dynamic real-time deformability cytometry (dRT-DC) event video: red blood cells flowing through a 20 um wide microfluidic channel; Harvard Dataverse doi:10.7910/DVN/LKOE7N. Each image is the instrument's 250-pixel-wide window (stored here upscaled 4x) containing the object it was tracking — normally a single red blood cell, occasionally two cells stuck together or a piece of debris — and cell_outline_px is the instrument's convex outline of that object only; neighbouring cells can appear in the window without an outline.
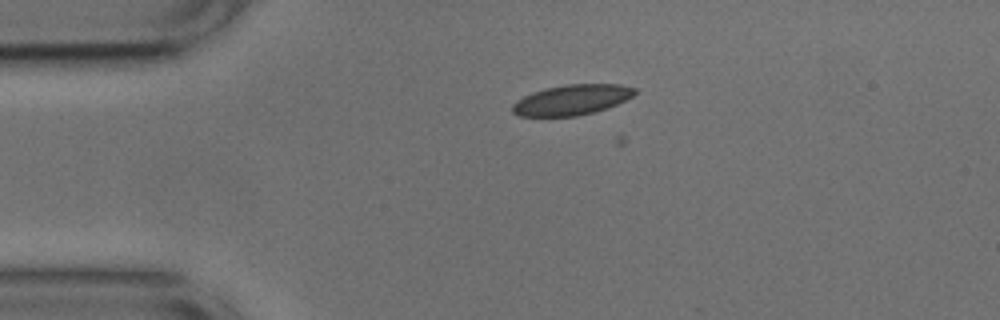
{"species": "common noctule bat (a hibernating species)", "species_latin": "Nyctalus noctula", "temperature_condition": "cold", "stored_images_in_passage": 6, "camera_frame_rate_fps": 3000, "um_per_image_px": 0.085, "animal": {"sex": "male", "body_mass_g": 17.9, "forearm_length_mm": 54.2}, "frame": {"image": 1, "passage_image": 5, "time_ms": 1.333, "image_size_px": [1000, 320], "cell_outline_px": [[636, 92], [632, 96], [616, 104], [592, 112], [576, 116], [520, 116], [512, 112], [512, 104], [516, 100], [532, 92], [544, 88], [568, 84], [620, 84], [636, 88]], "centroid_in_image_um": [48.56, 8.47], "position_along_channel_um": 36.4, "area_um2": 21.44}}